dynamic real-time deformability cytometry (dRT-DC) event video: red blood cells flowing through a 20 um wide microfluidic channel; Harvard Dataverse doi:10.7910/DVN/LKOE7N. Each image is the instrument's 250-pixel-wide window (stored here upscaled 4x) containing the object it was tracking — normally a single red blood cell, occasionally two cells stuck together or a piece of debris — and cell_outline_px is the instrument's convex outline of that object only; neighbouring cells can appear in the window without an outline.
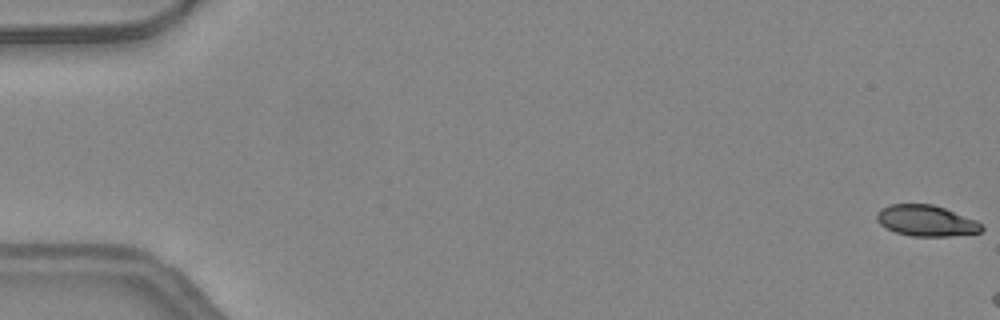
{"species": "common noctule bat (a hibernating species)", "species_latin": "Nyctalus noctula", "temperature_condition": "warm", "stored_images_in_passage": 7, "camera_frame_rate_fps": 3000, "um_per_image_px": 0.085, "animal": {"sex": "female", "body_mass_g": 24.6, "forearm_length_mm": 56.2}, "frame": {"image": 1, "passage_image": 1, "time_ms": 0.0, "image_size_px": [1000, 320], "cell_outline_px": [[984, 228], [980, 232], [948, 236], [912, 236], [896, 232], [884, 228], [876, 220], [876, 212], [880, 208], [888, 204], [932, 204], [944, 208], [976, 220], [984, 224]], "centroid_in_image_um": [78.69, 18.75], "position_along_channel_um": 6.3, "area_um2": 19.07}}